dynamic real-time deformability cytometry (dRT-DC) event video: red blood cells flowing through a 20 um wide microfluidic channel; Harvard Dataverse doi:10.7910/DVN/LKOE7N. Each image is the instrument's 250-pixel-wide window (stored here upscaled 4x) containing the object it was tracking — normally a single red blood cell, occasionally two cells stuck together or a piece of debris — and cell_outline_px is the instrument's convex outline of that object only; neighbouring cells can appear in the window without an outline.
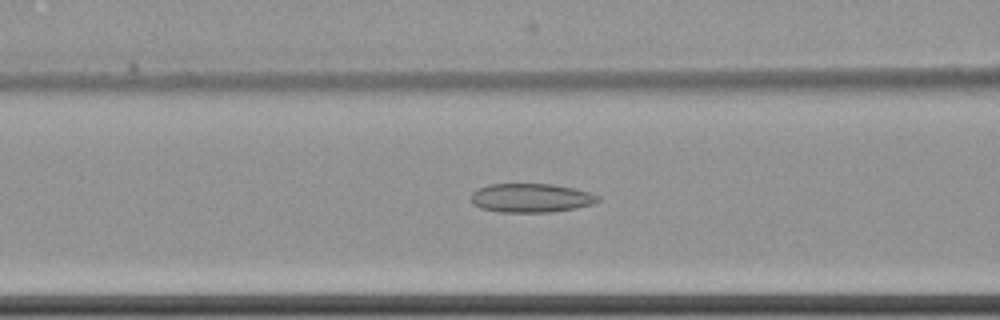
{"species": "common noctule bat (a hibernating species)", "species_latin": "Nyctalus noctula", "temperature_condition": "cold", "stored_images_in_passage": 61, "camera_frame_rate_fps": 3000, "um_per_image_px": 0.085, "animal": {"sex": "female", "body_mass_g": 22.7, "forearm_length_mm": 54.2}, "frame": {"image": 1, "passage_image": 27, "time_ms": 8.667, "image_size_px": [1000, 320], "cell_outline_px": [[600, 200], [592, 204], [576, 208], [552, 212], [500, 212], [480, 208], [472, 204], [472, 192], [476, 188], [488, 184], [552, 184], [592, 192], [600, 196]], "centroid_in_image_um": [45.13, 16.82], "position_along_channel_um": 121.5, "area_um2": 21.56}}
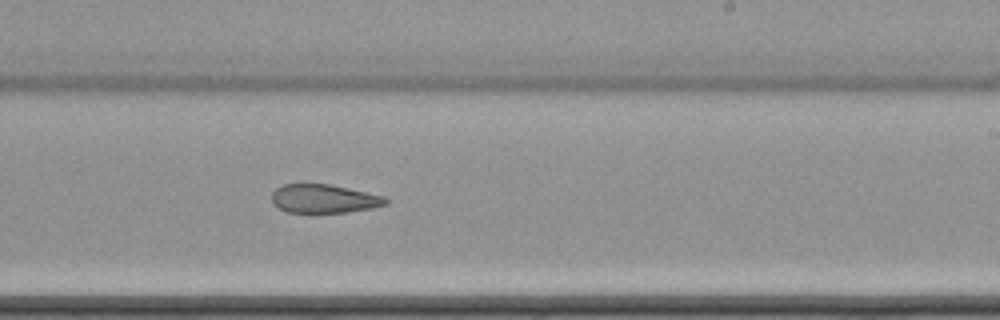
{"frame": {"image": 2, "passage_image": 39, "time_ms": 12.667, "image_size_px": [1000, 320], "cell_outline_px": [[388, 204], [372, 208], [348, 212], [288, 212], [272, 204], [272, 192], [276, 188], [284, 184], [328, 184], [388, 196]], "centroid_in_image_um": [27.58, 16.88], "position_along_channel_um": 261.4, "area_um2": 19.07}}
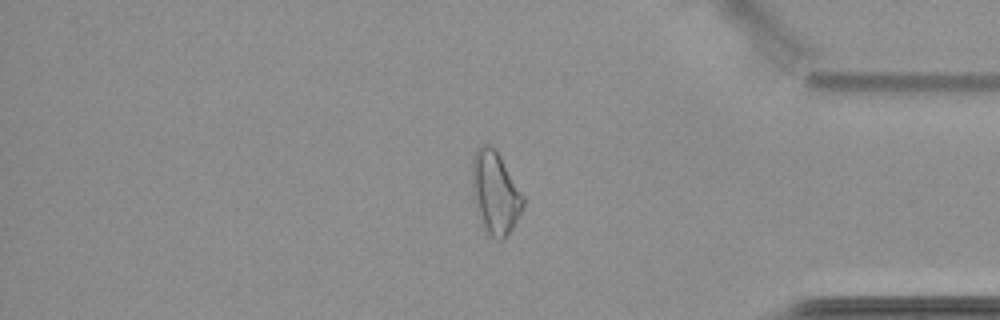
{"frame": {"image": 3, "passage_image": 52, "time_ms": 17.0, "image_size_px": [1000, 320], "cell_outline_px": [[524, 204], [512, 228], [504, 240], [496, 240], [488, 236], [480, 220], [472, 196], [472, 156], [476, 148], [480, 144], [488, 144], [500, 156], [524, 196]], "centroid_in_image_um": [42.06, 16.4], "position_along_channel_um": 393.1, "area_um2": 24.62}, "authors_computed_cell_mechanics": {"area_um2": 25.2008, "velocity_mm_per_s": 3.5053, "shape_relaxation_time_tau1_ms": null, "shape_relaxation_time_tau2_ms": 8.4749, "deformation_change_tau1": null, "deformation_change_tau2": 0.1902}}